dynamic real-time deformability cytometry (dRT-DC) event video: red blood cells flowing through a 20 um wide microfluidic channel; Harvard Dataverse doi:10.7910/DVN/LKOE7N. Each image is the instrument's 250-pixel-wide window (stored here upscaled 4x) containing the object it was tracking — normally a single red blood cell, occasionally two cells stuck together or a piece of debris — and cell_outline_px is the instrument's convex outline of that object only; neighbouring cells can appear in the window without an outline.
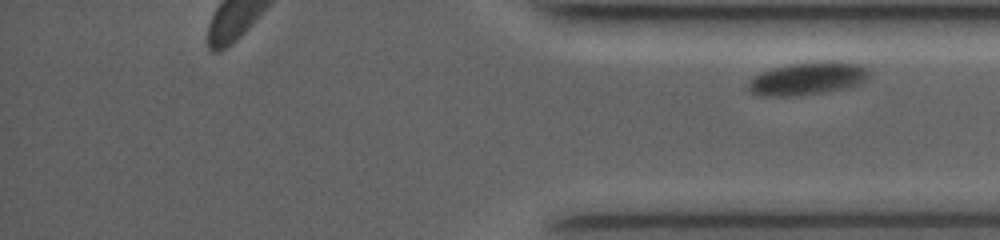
{"species": "common noctule bat (a hibernating species)", "species_latin": "Nyctalus noctula", "temperature_condition": "room temperature", "stored_images_in_passage": 26, "segment_of_instrument_passage": [2, 2], "camera_frame_rate_fps": 4000, "um_per_image_px": 0.085, "animal": {"sex": "female", "body_mass_g": 19.0, "forearm_length_mm": 53.3}, "frame": {"image": 1, "passage_image": 26, "time_ms": 10.5, "image_size_px": [1000, 240], "cell_outline_px": [[872, 72], [868, 80], [852, 88], [800, 96], [760, 96], [752, 92], [748, 88], [748, 80], [760, 72], [772, 68], [792, 64], [824, 60], [840, 60], [864, 64]], "centroid_in_image_um": [68.77, 6.66], "position_along_channel_um": 366.4, "area_um2": 24.1}}